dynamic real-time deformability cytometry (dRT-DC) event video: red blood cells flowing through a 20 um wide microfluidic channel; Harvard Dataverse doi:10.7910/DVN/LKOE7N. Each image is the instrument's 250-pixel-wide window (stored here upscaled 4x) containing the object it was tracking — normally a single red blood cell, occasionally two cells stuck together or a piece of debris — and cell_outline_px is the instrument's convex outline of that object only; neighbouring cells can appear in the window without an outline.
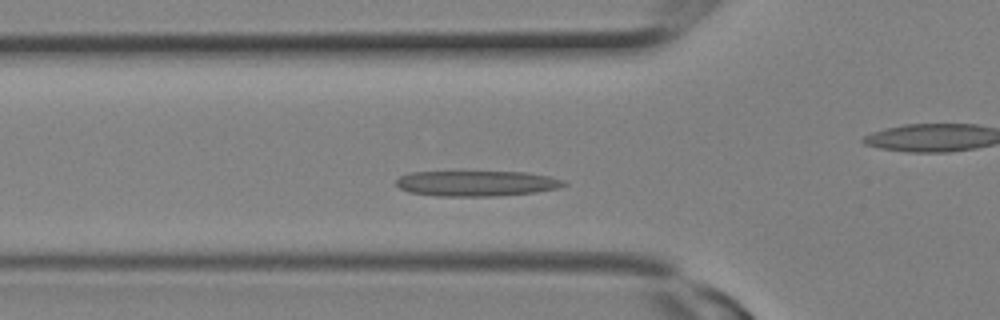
{"species": "Egyptian fruit bat (a non-hibernating species)", "species_latin": "Rousettus aegyptiacus", "temperature_condition": "room temperature", "stored_images_in_passage": 10, "segment_of_instrument_passage": [1, 2], "camera_frame_rate_fps": 3000, "um_per_image_px": 0.085, "animal": {"sex": "female"}, "frame": {"image": 1, "passage_image": 7, "time_ms": 2.0, "image_size_px": [1000, 320], "cell_outline_px": [[568, 184], [556, 188], [536, 192], [496, 196], [440, 196], [408, 192], [400, 188], [396, 184], [396, 180], [400, 176], [408, 172], [524, 172], [548, 176], [564, 180]], "centroid_in_image_um": [40.49, 15.59], "position_along_channel_um": 85.3, "area_um2": 24.8}}
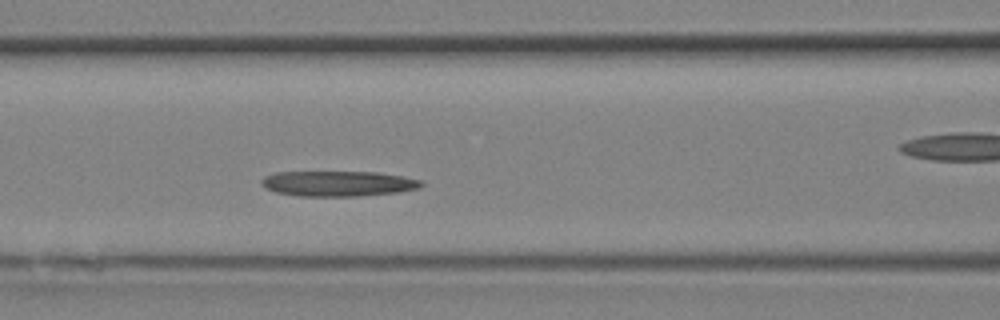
{"frame": {"image": 2, "passage_image": 9, "time_ms": 2.667, "image_size_px": [1000, 320], "cell_outline_px": [[424, 184], [420, 188], [400, 192], [356, 196], [296, 196], [276, 192], [264, 188], [260, 184], [260, 180], [264, 176], [276, 172], [376, 172], [404, 176], [420, 180]], "centroid_in_image_um": [28.72, 15.6], "position_along_channel_um": 137.9, "area_um2": 23.81}}